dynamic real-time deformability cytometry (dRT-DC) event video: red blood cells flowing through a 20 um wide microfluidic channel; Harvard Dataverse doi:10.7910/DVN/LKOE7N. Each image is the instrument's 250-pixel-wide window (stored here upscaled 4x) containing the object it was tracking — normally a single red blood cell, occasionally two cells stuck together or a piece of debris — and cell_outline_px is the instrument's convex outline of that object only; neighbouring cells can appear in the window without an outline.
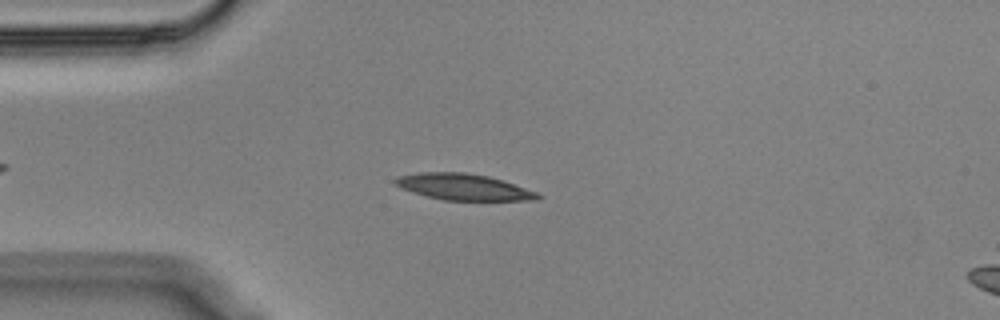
{"species": "Egyptian fruit bat (a non-hibernating species)", "species_latin": "Rousettus aegyptiacus", "temperature_condition": "cold", "stored_images_in_passage": 49, "camera_frame_rate_fps": 3000, "um_per_image_px": 0.085, "animal": {"sex": "male"}, "frame": {"image": 1, "passage_image": 11, "time_ms": 3.333, "image_size_px": [1000, 320], "cell_outline_px": [[544, 196], [540, 200], [444, 200], [412, 192], [400, 188], [392, 184], [392, 180], [400, 176], [420, 172], [464, 172], [488, 176], [504, 180], [536, 192]], "centroid_in_image_um": [39.4, 15.89], "position_along_channel_um": 45.6, "area_um2": 21.91}}
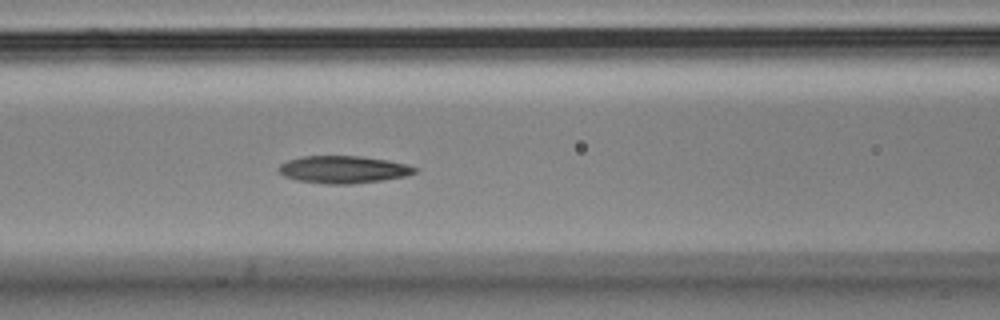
{"frame": {"image": 2, "passage_image": 20, "time_ms": 6.333, "image_size_px": [1000, 320], "cell_outline_px": [[416, 172], [404, 176], [380, 180], [352, 184], [328, 184], [296, 180], [284, 176], [276, 168], [280, 164], [288, 160], [304, 156], [360, 156], [388, 160], [404, 164], [416, 168]], "centroid_in_image_um": [29.12, 14.4], "position_along_channel_um": 137.5, "area_um2": 21.5}}
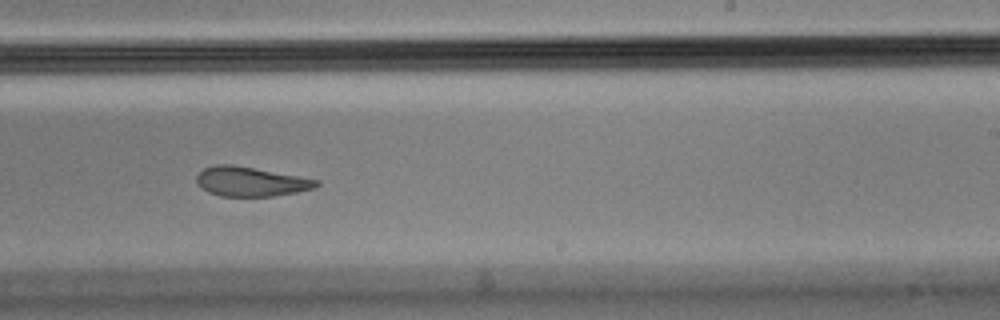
{"frame": {"image": 3, "passage_image": 31, "time_ms": 10.0, "image_size_px": [1000, 320], "cell_outline_px": [[320, 184], [316, 188], [296, 192], [272, 196], [220, 196], [208, 192], [196, 184], [196, 176], [204, 168], [216, 164], [232, 164], [320, 180]], "centroid_in_image_um": [21.3, 15.43], "position_along_channel_um": 267.7, "area_um2": 20.58}, "authors_computed_cell_mechanics": {"area_um2": 21.4438, "velocity_mm_per_s": 3.5567, "shape_relaxation_time_tau1_ms": null, "shape_relaxation_time_tau2_ms": 1.9935, "deformation_change_tau1": null, "deformation_change_tau2": 0.0935}}